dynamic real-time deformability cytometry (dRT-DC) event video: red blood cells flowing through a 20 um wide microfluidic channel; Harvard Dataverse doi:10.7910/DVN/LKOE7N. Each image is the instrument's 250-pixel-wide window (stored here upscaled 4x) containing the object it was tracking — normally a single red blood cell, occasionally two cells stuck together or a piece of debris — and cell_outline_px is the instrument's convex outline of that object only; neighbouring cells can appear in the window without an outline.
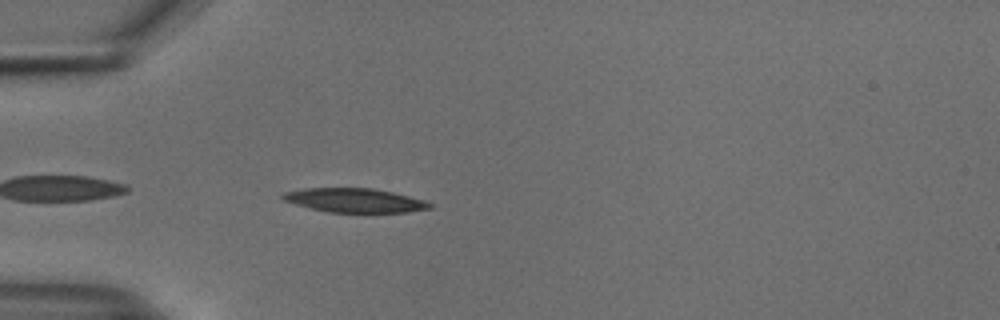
{"species": "common noctule bat (a hibernating species)", "species_latin": "Nyctalus noctula", "temperature_condition": "cold", "stored_images_in_passage": 40, "camera_frame_rate_fps": 3000, "um_per_image_px": 0.085, "animal": {"sex": "male", "body_mass_g": 18.8}, "frame": {"image": 1, "passage_image": 2, "time_ms": 0.333, "image_size_px": [1000, 320], "cell_outline_px": [[432, 208], [408, 212], [328, 212], [296, 204], [284, 200], [280, 196], [284, 192], [304, 188], [372, 188], [392, 192], [424, 200], [432, 204]], "centroid_in_image_um": [30.15, 17.02], "position_along_channel_um": 54.9, "area_um2": 20.4}}
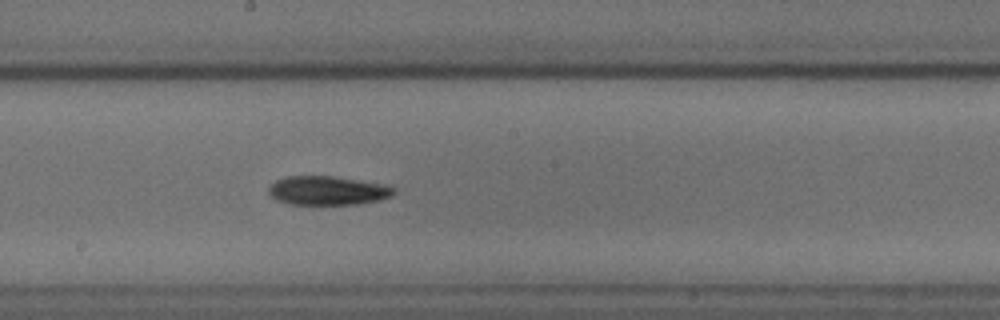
{"frame": {"image": 2, "passage_image": 16, "time_ms": 5.0, "image_size_px": [1000, 320], "cell_outline_px": [[396, 192], [392, 196], [380, 200], [356, 204], [288, 204], [276, 200], [268, 192], [268, 188], [276, 180], [288, 176], [332, 176], [384, 184], [396, 188]], "centroid_in_image_um": [27.86, 16.2], "position_along_channel_um": 220.3, "area_um2": 21.1}}
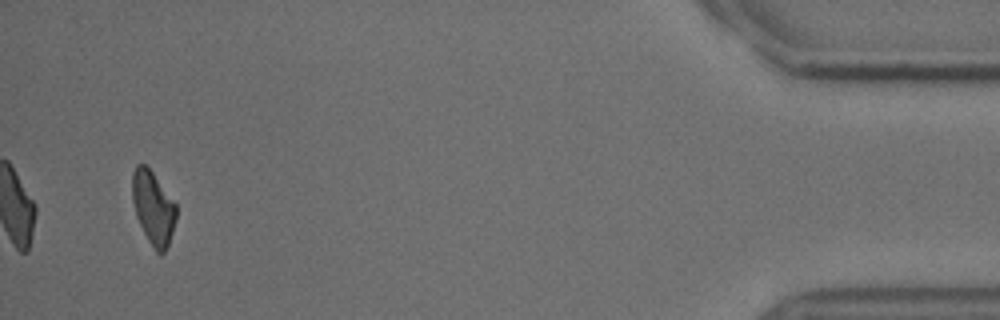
{"frame": {"image": 3, "passage_image": 38, "time_ms": 12.333, "image_size_px": [1000, 320], "cell_outline_px": [[176, 220], [168, 244], [164, 252], [160, 256], [156, 252], [148, 240], [136, 216], [132, 200], [132, 172], [136, 164], [144, 164], [152, 172], [176, 204]], "centroid_in_image_um": [13.01, 17.66], "position_along_channel_um": 422.2, "area_um2": 18.61}, "authors_computed_cell_mechanics": {"area_um2": 20.7213, "velocity_mm_per_s": 3.7429, "shape_relaxation_time_tau1_ms": 6.4875, "shape_relaxation_time_tau2_ms": null, "deformation_change_tau1": 0.1645, "deformation_change_tau2": null}}